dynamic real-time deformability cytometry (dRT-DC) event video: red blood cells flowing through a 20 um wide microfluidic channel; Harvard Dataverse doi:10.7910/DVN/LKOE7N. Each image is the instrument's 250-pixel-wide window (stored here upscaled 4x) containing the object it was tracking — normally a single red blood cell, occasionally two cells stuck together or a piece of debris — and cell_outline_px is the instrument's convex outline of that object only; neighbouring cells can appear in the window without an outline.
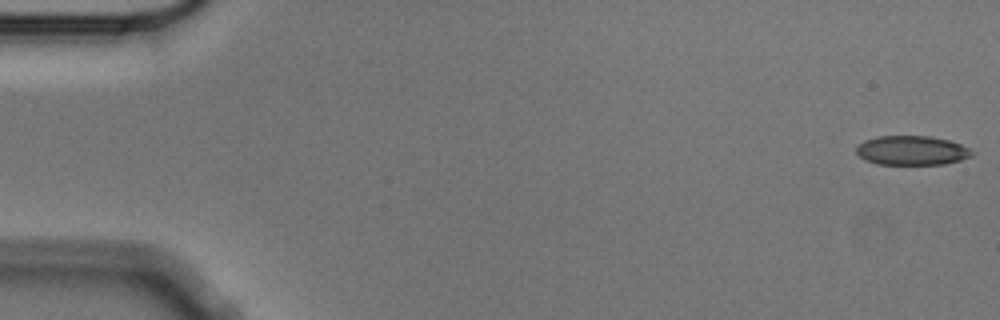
{"species": "Egyptian fruit bat (a non-hibernating species)", "species_latin": "Rousettus aegyptiacus", "temperature_condition": "cold", "stored_images_in_passage": 4, "camera_frame_rate_fps": 3000, "um_per_image_px": 0.085, "animal": {"sex": "male"}, "frame": {"image": 1, "passage_image": 1, "time_ms": 0.0, "image_size_px": [1000, 320], "cell_outline_px": [[976, 152], [972, 156], [960, 160], [944, 164], [876, 164], [864, 160], [856, 152], [856, 148], [864, 140], [876, 136], [928, 136], [948, 140], [960, 144]], "centroid_in_image_um": [77.5, 12.79], "position_along_channel_um": 7.5, "area_um2": 19.77}}